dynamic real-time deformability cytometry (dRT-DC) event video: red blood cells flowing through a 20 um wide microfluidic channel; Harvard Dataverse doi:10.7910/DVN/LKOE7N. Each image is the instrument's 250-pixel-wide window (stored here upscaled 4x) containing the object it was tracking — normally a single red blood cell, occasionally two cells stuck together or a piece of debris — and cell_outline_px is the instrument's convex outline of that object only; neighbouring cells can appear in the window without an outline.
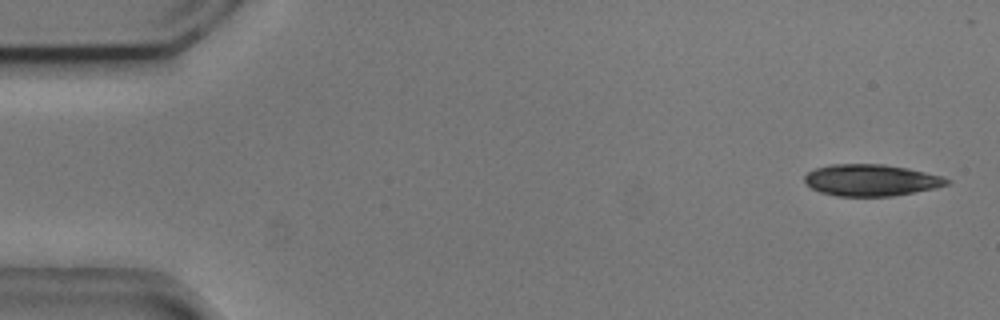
{"species": "common noctule bat (a hibernating species)", "species_latin": "Nyctalus noctula", "temperature_condition": "cold", "stored_images_in_passage": 8, "camera_frame_rate_fps": 3000, "um_per_image_px": 0.085, "animal": {"sex": "male", "body_mass_g": 20.5, "forearm_length_mm": 52.5}, "frame": {"image": 1, "passage_image": 2, "time_ms": 0.333, "image_size_px": [1000, 320], "cell_outline_px": [[952, 184], [936, 188], [892, 196], [836, 196], [820, 192], [812, 188], [804, 180], [804, 176], [808, 172], [816, 168], [828, 164], [884, 164], [908, 168], [940, 176], [952, 180]], "centroid_in_image_um": [74.06, 15.31], "position_along_channel_um": 10.9, "area_um2": 26.3}}